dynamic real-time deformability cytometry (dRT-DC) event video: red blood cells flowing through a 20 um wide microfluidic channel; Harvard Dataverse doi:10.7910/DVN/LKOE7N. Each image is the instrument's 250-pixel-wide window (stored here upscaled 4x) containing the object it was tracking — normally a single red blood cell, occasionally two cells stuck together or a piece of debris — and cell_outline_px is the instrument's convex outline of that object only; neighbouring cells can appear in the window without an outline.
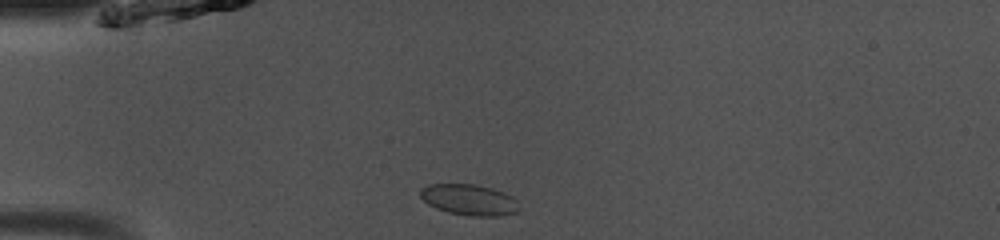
{"species": "common noctule bat (a hibernating species)", "species_latin": "Nyctalus noctula", "temperature_condition": "room temperature", "stored_images_in_passage": 37, "camera_frame_rate_fps": 3000, "um_per_image_px": 0.085, "animal": {"sex": "male", "body_mass_g": 13.0, "forearm_length_mm": 53.1}, "frame": {"image": 1, "passage_image": 1, "time_ms": 0.0, "image_size_px": [1000, 240], "cell_outline_px": [[520, 212], [500, 216], [472, 216], [448, 212], [436, 208], [428, 204], [420, 196], [420, 188], [428, 184], [476, 184], [492, 188], [504, 192], [512, 196], [516, 200], [520, 208]], "centroid_in_image_um": [39.91, 16.98], "position_along_channel_um": 45.1, "area_um2": 18.03}}
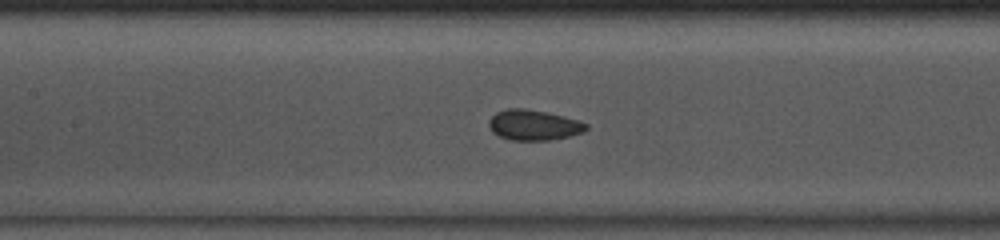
{"frame": {"image": 2, "passage_image": 11, "time_ms": 3.333, "image_size_px": [1000, 240], "cell_outline_px": [[588, 128], [584, 132], [552, 140], [512, 140], [500, 136], [492, 132], [488, 124], [488, 120], [496, 112], [508, 108], [524, 108], [564, 116], [588, 124]], "centroid_in_image_um": [45.35, 10.63], "position_along_channel_um": 162.1, "area_um2": 17.17}}
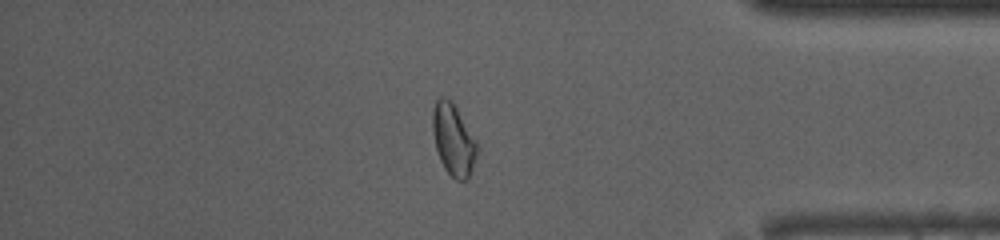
{"frame": {"image": 3, "passage_image": 30, "time_ms": 9.667, "image_size_px": [1000, 240], "cell_outline_px": [[476, 156], [468, 180], [456, 180], [444, 168], [440, 160], [436, 148], [432, 132], [432, 112], [436, 100], [440, 96], [444, 96], [452, 100], [476, 144]], "centroid_in_image_um": [38.49, 11.86], "position_along_channel_um": 396.7, "area_um2": 18.15}, "authors_computed_cell_mechanics": {"area_um2": 17.1666, "velocity_mm_per_s": 4.0633, "shape_relaxation_time_tau1_ms": 4.0209, "shape_relaxation_time_tau2_ms": null, "deformation_change_tau1": 0.078, "deformation_change_tau2": null}}